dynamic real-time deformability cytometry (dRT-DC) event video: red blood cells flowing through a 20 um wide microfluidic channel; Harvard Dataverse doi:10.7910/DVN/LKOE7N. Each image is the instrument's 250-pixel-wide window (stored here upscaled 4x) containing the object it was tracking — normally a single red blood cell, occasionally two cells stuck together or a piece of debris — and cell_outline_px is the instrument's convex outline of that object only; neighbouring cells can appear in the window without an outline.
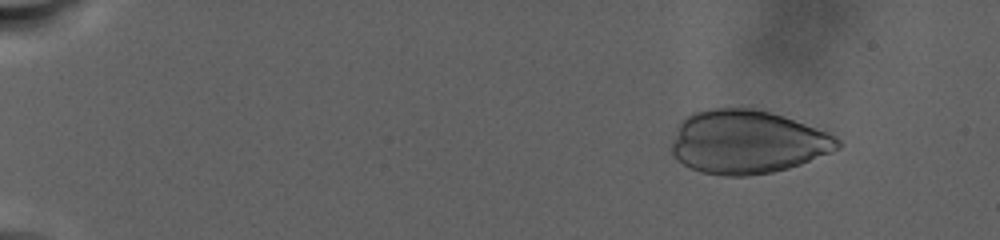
{"species": "human", "species_latin": "Homo sapiens", "temperature_condition": "warm", "stored_images_in_passage": 13, "camera_frame_rate_fps": 3000, "um_per_image_px": 0.085, "donor": {"sex": "male"}, "frame": {"image": 1, "passage_image": 4, "time_ms": 3.333, "image_size_px": [1000, 240], "cell_outline_px": [[844, 144], [840, 148], [832, 152], [800, 164], [788, 168], [772, 172], [748, 176], [724, 176], [700, 172], [676, 160], [672, 156], [672, 140], [680, 124], [692, 112], [708, 108], [748, 108], [768, 112], [784, 116], [828, 132], [844, 140]], "centroid_in_image_um": [63.55, 12.08], "position_along_channel_um": 21.5, "area_um2": 61.67}}
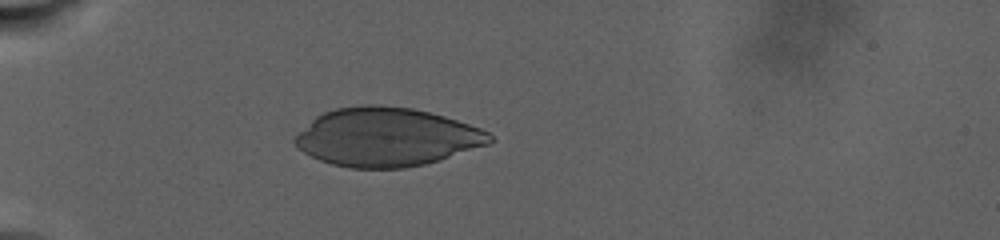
{"frame": {"image": 2, "passage_image": 10, "time_ms": 9.667, "image_size_px": [1000, 240], "cell_outline_px": [[496, 140], [488, 144], [440, 160], [424, 164], [404, 168], [348, 168], [332, 164], [320, 160], [304, 152], [292, 140], [316, 116], [324, 112], [336, 108], [364, 104], [380, 104], [412, 108], [444, 116], [480, 128], [488, 132]], "centroid_in_image_um": [32.87, 11.65], "position_along_channel_um": 52.1, "area_um2": 66.24}}